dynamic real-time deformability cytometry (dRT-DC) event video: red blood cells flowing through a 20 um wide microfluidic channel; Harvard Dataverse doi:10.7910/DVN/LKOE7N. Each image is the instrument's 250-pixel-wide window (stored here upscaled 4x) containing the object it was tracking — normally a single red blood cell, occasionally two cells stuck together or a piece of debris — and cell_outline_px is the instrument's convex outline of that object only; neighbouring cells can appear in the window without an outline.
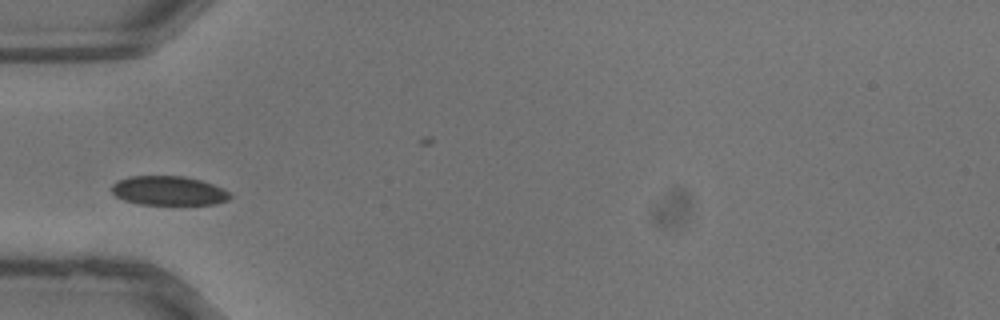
{"species": "common noctule bat (a hibernating species)", "species_latin": "Nyctalus noctula", "temperature_condition": "warm", "stored_images_in_passage": 17, "camera_frame_rate_fps": 3000, "um_per_image_px": 0.085, "animal": {"sex": "male", "body_mass_g": 13.3}, "frame": {"image": 1, "passage_image": 8, "time_ms": 2.333, "image_size_px": [1000, 320], "cell_outline_px": [[232, 196], [228, 200], [216, 204], [140, 204], [124, 200], [116, 196], [112, 192], [112, 184], [116, 180], [128, 176], [184, 176], [200, 180], [212, 184], [228, 192]], "centroid_in_image_um": [14.3, 16.2], "position_along_channel_um": 70.7, "area_um2": 20.06}}